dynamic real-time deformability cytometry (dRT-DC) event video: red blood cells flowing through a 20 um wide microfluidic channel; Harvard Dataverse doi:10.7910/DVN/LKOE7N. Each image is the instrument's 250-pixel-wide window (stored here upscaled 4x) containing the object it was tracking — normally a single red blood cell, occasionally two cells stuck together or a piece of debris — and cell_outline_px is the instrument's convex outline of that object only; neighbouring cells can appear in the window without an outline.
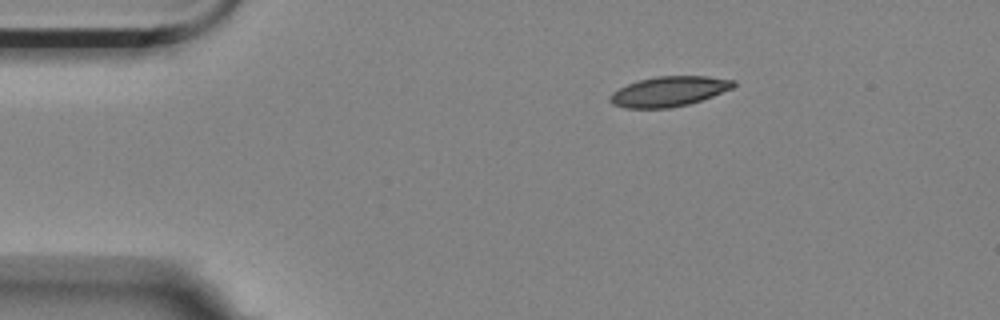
{"species": "Egyptian fruit bat (a non-hibernating species)", "species_latin": "Rousettus aegyptiacus", "temperature_condition": "room temperature", "stored_images_in_passage": 3, "camera_frame_rate_fps": 3000, "um_per_image_px": 0.085, "animal": {"sex": "female"}, "frame": {"image": 1, "passage_image": 1, "time_ms": 0.0, "image_size_px": [1000, 320], "cell_outline_px": [[736, 84], [732, 88], [712, 96], [688, 104], [668, 108], [624, 108], [612, 104], [608, 100], [608, 96], [612, 92], [628, 84], [640, 80], [656, 76], [708, 76], [736, 80]], "centroid_in_image_um": [56.84, 7.77], "position_along_channel_um": 28.2, "area_um2": 21.56}}
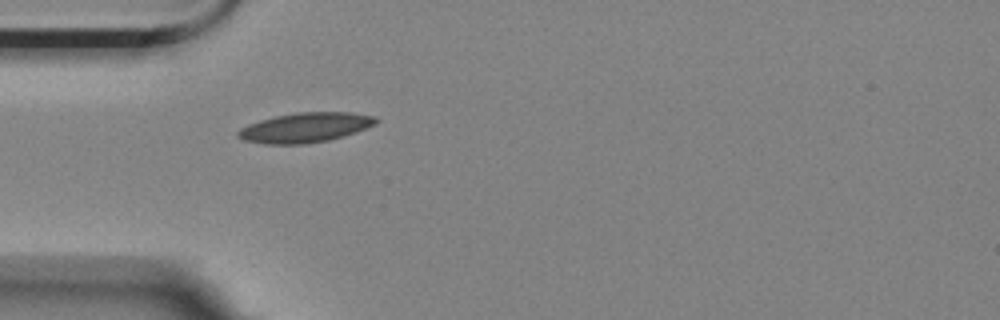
{"frame": {"image": 2, "passage_image": 3, "time_ms": 0.667, "image_size_px": [1000, 320], "cell_outline_px": [[380, 120], [376, 124], [356, 132], [344, 136], [328, 140], [304, 144], [264, 144], [244, 140], [236, 136], [236, 132], [240, 128], [248, 124], [260, 120], [276, 116], [296, 112], [352, 112], [376, 116]], "centroid_in_image_um": [25.96, 10.84], "position_along_channel_um": 59.0, "area_um2": 24.1}}